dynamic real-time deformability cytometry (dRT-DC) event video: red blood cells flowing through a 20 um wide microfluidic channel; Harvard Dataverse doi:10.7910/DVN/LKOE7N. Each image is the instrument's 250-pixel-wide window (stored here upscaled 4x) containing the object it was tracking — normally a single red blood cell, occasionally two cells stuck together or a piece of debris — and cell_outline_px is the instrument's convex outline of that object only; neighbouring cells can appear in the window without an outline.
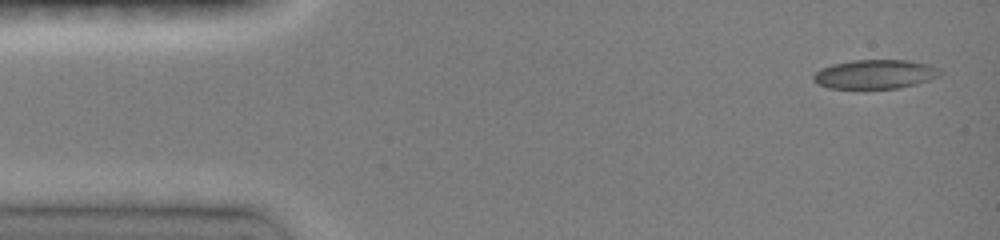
{"species": "common noctule bat (a hibernating species)", "species_latin": "Nyctalus noctula", "temperature_condition": "room temperature", "stored_images_in_passage": 7, "camera_frame_rate_fps": 3000, "um_per_image_px": 0.085, "animal": {"sex": "female", "body_mass_g": 19.0, "forearm_length_mm": 51.5}, "frame": {"image": 1, "passage_image": 1, "time_ms": 0.0, "image_size_px": [1000, 240], "cell_outline_px": [[940, 76], [916, 84], [900, 88], [828, 88], [816, 84], [812, 80], [812, 76], [820, 68], [832, 64], [852, 60], [908, 60], [928, 64], [940, 68]], "centroid_in_image_um": [74.35, 6.3], "position_along_channel_um": 10.6, "area_um2": 21.62}}
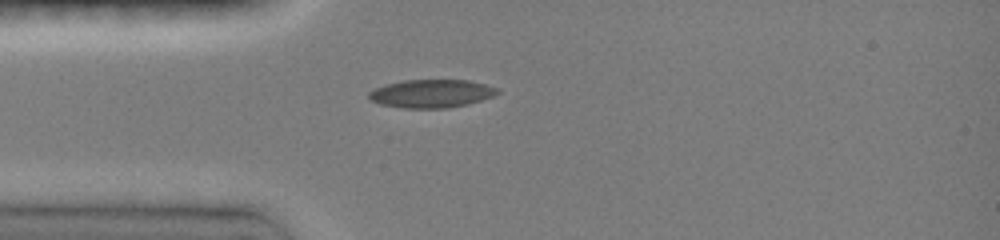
{"frame": {"image": 2, "passage_image": 6, "time_ms": 3.333, "image_size_px": [1000, 240], "cell_outline_px": [[500, 92], [492, 96], [468, 104], [448, 108], [400, 108], [380, 104], [368, 100], [368, 92], [384, 84], [404, 80], [468, 80], [484, 84], [496, 88]], "centroid_in_image_um": [36.61, 7.96], "position_along_channel_um": 48.4, "area_um2": 21.15}}